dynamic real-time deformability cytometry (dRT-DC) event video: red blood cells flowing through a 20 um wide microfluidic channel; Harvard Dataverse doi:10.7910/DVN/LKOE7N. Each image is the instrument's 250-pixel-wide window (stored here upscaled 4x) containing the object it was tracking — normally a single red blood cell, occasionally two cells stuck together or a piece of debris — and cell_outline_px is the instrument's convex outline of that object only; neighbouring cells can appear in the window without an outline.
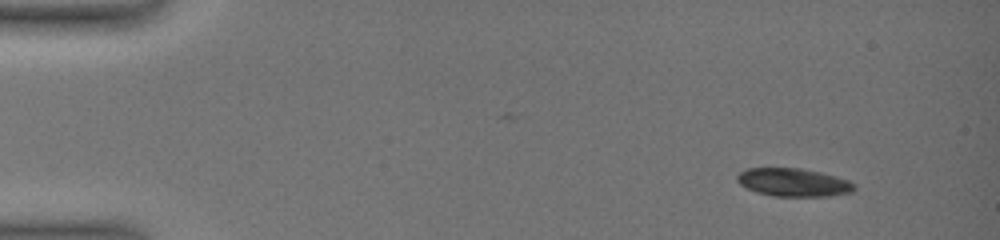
{"species": "common noctule bat (a hibernating species)", "species_latin": "Nyctalus noctula", "temperature_condition": "warm", "stored_images_in_passage": 30, "camera_frame_rate_fps": 3000, "um_per_image_px": 0.085, "animal": {"sex": "female", "body_mass_g": 19.0, "forearm_length_mm": 51.5}, "frame": {"image": 1, "passage_image": 1, "time_ms": 0.0, "image_size_px": [1000, 240], "cell_outline_px": [[856, 188], [852, 192], [828, 196], [772, 196], [756, 192], [740, 184], [736, 180], [736, 176], [740, 172], [748, 168], [800, 168], [820, 172], [836, 176], [848, 180], [856, 184]], "centroid_in_image_um": [67.45, 15.5], "position_along_channel_um": 17.5, "area_um2": 19.25}}
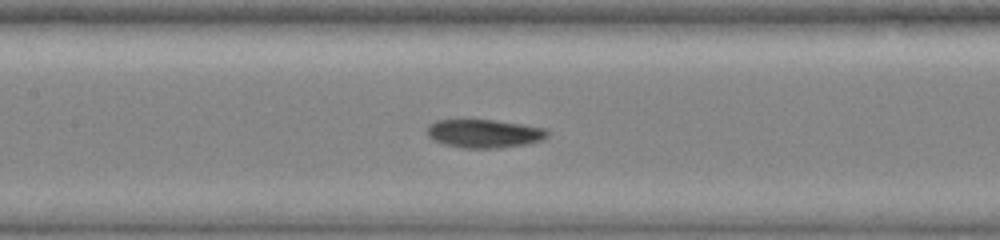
{"frame": {"image": 2, "passage_image": 18, "time_ms": 7.667, "image_size_px": [1000, 240], "cell_outline_px": [[548, 136], [544, 140], [528, 144], [500, 148], [460, 148], [444, 144], [432, 140], [428, 136], [428, 124], [436, 120], [496, 120], [548, 128]], "centroid_in_image_um": [41.19, 11.36], "position_along_channel_um": 166.2, "area_um2": 20.23}}
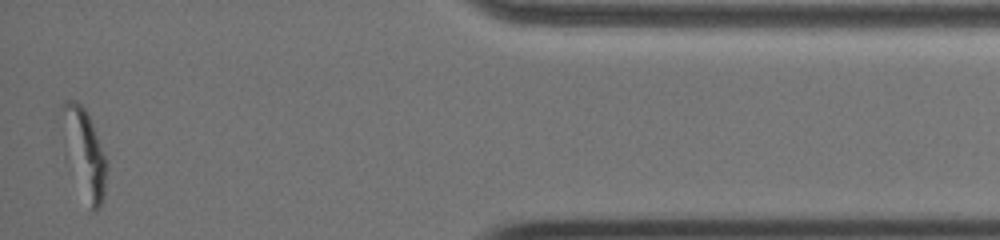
{"frame": {"image": 3, "passage_image": 30, "time_ms": 16.333, "image_size_px": [1000, 240], "cell_outline_px": [[104, 200], [100, 208], [96, 212], [92, 208], [60, 108], [60, 104], [64, 100], [76, 100], [84, 108], [92, 124], [104, 156]], "centroid_in_image_um": [7.29, 12.77], "position_along_channel_um": 427.9, "area_um2": 18.09}, "authors_computed_cell_mechanics": {"area_um2": 19.7387, "velocity_mm_per_s": 3.5098, "shape_relaxation_time_tau1_ms": null, "shape_relaxation_time_tau2_ms": 4.1435, "deformation_change_tau1": null, "deformation_change_tau2": 0.0949}}